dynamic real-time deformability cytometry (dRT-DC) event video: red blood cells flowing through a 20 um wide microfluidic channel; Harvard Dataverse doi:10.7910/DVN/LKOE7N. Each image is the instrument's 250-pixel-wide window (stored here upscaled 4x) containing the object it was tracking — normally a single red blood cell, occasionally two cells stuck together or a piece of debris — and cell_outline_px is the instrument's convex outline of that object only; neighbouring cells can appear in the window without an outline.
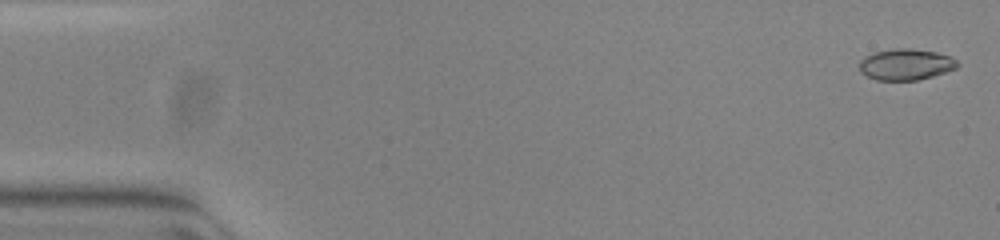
{"species": "common noctule bat (a hibernating species)", "species_latin": "Nyctalus noctula", "temperature_condition": "warm", "stored_images_in_passage": 51, "camera_frame_rate_fps": 3000, "um_per_image_px": 0.085, "animal": {"sex": "female", "body_mass_g": 23.0, "forearm_length_mm": 53.4}, "frame": {"image": 1, "passage_image": 2, "time_ms": 0.333, "image_size_px": [1000, 240], "cell_outline_px": [[960, 64], [956, 68], [932, 76], [916, 80], [876, 80], [860, 72], [860, 60], [864, 56], [876, 52], [892, 48], [912, 48], [936, 52], [952, 56]], "centroid_in_image_um": [77.0, 5.46], "position_along_channel_um": 8.0, "area_um2": 17.86}}
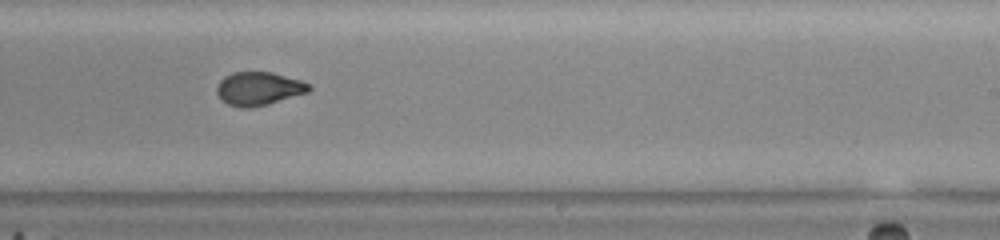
{"frame": {"image": 2, "passage_image": 33, "time_ms": 10.667, "image_size_px": [1000, 240], "cell_outline_px": [[312, 88], [308, 92], [268, 104], [252, 108], [244, 108], [228, 104], [220, 100], [216, 92], [216, 88], [220, 80], [224, 76], [232, 72], [272, 72], [300, 80], [312, 84]], "centroid_in_image_um": [21.98, 7.53], "position_along_channel_um": 267.0, "area_um2": 18.09}}
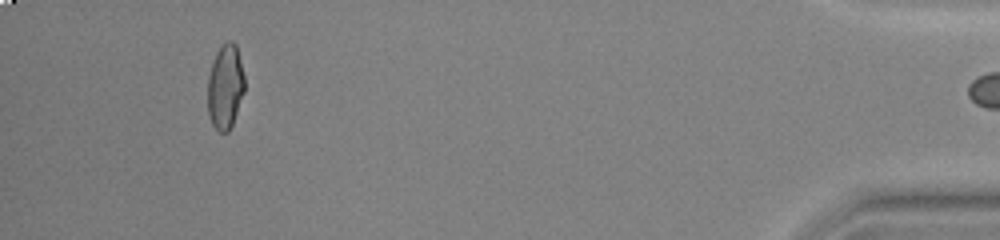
{"frame": {"image": 3, "passage_image": 50, "time_ms": 16.333, "image_size_px": [1000, 240], "cell_outline_px": [[244, 92], [232, 124], [228, 132], [220, 132], [212, 124], [208, 112], [208, 76], [216, 52], [220, 44], [228, 40], [232, 40], [236, 44], [244, 76]], "centroid_in_image_um": [19.14, 7.33], "position_along_channel_um": 416.1, "area_um2": 18.15}}